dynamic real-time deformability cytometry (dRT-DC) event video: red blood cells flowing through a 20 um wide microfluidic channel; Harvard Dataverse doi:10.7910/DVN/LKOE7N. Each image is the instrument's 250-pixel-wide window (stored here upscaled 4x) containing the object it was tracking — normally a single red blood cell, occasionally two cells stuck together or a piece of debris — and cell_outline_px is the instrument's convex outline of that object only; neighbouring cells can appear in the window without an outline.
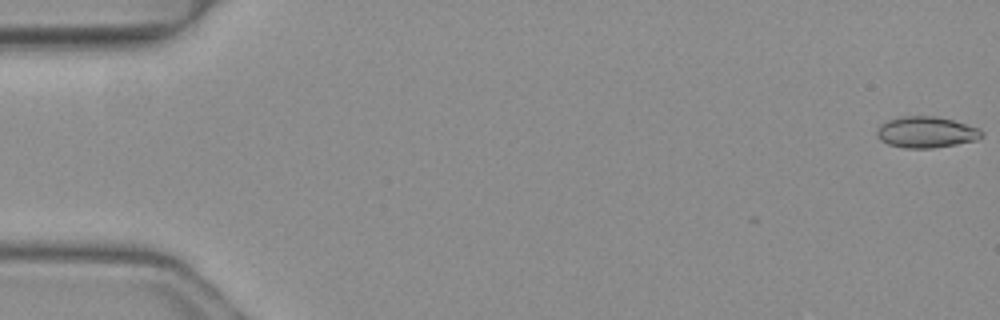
{"species": "common noctule bat (a hibernating species)", "species_latin": "Nyctalus noctula", "temperature_condition": "warm", "stored_images_in_passage": 3, "camera_frame_rate_fps": 3000, "um_per_image_px": 0.085, "animal": {"sex": "female", "body_mass_g": 19.3, "forearm_length_mm": 54.1}, "frame": {"image": 1, "passage_image": 1, "time_ms": 0.0, "image_size_px": [1000, 320], "cell_outline_px": [[984, 136], [976, 140], [956, 144], [932, 148], [904, 148], [888, 144], [880, 140], [876, 136], [876, 128], [880, 124], [888, 120], [900, 116], [936, 116], [952, 120], [980, 128], [984, 132]], "centroid_in_image_um": [78.71, 11.23], "position_along_channel_um": 6.3, "area_um2": 19.25}}